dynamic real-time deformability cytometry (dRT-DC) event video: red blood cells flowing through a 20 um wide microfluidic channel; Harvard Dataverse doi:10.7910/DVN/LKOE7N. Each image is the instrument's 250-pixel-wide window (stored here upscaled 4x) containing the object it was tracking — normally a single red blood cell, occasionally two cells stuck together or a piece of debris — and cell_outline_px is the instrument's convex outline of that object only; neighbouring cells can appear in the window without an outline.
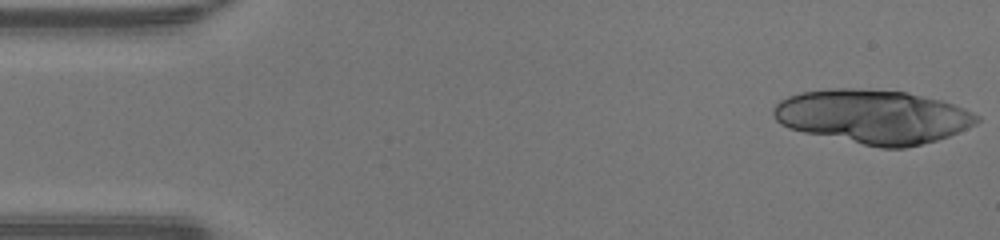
{"species": "human", "species_latin": "Homo sapiens", "temperature_condition": "warm", "stored_images_in_passage": 20, "camera_frame_rate_fps": 3000, "um_per_image_px": 0.085, "donor": {"sex": "male"}, "frame": {"image": 1, "passage_image": 1, "time_ms": 0.0, "image_size_px": [1000, 240], "cell_outline_px": [[980, 120], [976, 124], [968, 128], [948, 136], [936, 140], [904, 148], [880, 148], [804, 132], [788, 128], [780, 124], [772, 116], [772, 108], [780, 100], [788, 96], [804, 92], [832, 88], [852, 88], [908, 92], [940, 100], [964, 108], [980, 116]], "centroid_in_image_um": [74.19, 9.91], "position_along_channel_um": 10.8, "area_um2": 63.87}}
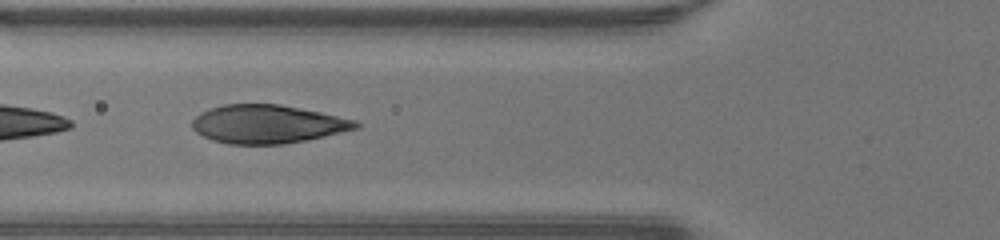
{"frame": {"image": 2, "passage_image": 17, "time_ms": 5.333, "image_size_px": [1000, 240], "cell_outline_px": [[360, 128], [324, 136], [284, 144], [228, 144], [212, 140], [196, 132], [192, 128], [192, 120], [200, 112], [224, 104], [280, 104], [320, 112], [356, 120], [360, 124]], "centroid_in_image_um": [22.73, 10.55], "position_along_channel_um": 103.1, "area_um2": 36.53}}